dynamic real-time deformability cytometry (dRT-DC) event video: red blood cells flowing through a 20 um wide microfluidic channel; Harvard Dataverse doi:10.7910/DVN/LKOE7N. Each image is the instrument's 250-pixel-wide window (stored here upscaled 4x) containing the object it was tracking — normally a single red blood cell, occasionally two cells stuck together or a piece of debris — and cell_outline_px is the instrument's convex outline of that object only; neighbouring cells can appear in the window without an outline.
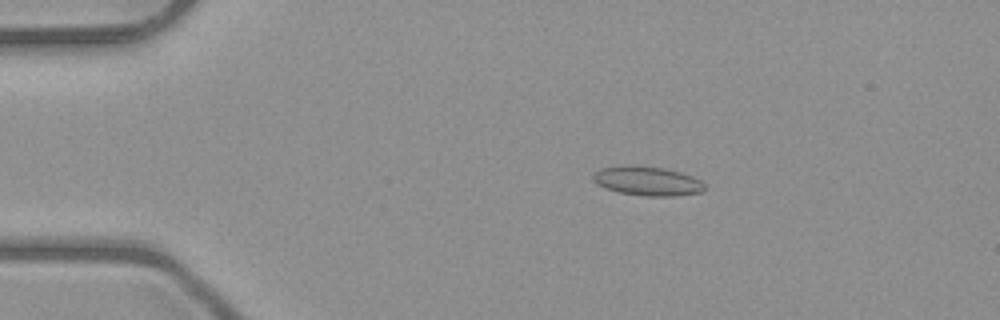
{"species": "common noctule bat (a hibernating species)", "species_latin": "Nyctalus noctula", "temperature_condition": "room temperature", "stored_images_in_passage": 52, "camera_frame_rate_fps": 3000, "um_per_image_px": 0.085, "animal": {"sex": "male", "body_mass_g": 23.1, "forearm_length_mm": 52.7}, "frame": {"image": 1, "passage_image": 10, "time_ms": 3.0, "image_size_px": [1000, 320], "cell_outline_px": [[708, 188], [704, 192], [672, 196], [644, 196], [620, 192], [604, 188], [596, 184], [592, 180], [592, 176], [600, 168], [620, 164], [628, 164], [664, 168], [680, 172], [692, 176], [700, 180]], "centroid_in_image_um": [55.01, 15.37], "position_along_channel_um": 30.0, "area_um2": 19.36}}
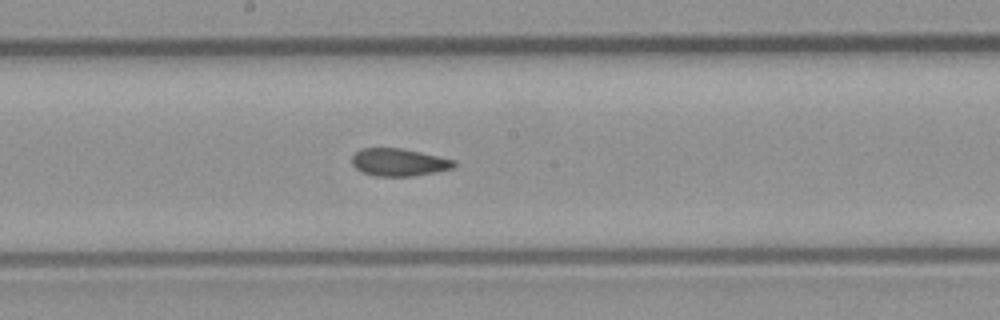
{"frame": {"image": 2, "passage_image": 28, "time_ms": 9.0, "image_size_px": [1000, 320], "cell_outline_px": [[456, 164], [452, 168], [412, 176], [376, 176], [360, 172], [352, 164], [352, 156], [360, 148], [400, 148], [420, 152], [456, 160]], "centroid_in_image_um": [33.86, 13.79], "position_along_channel_um": 214.3, "area_um2": 16.3}}
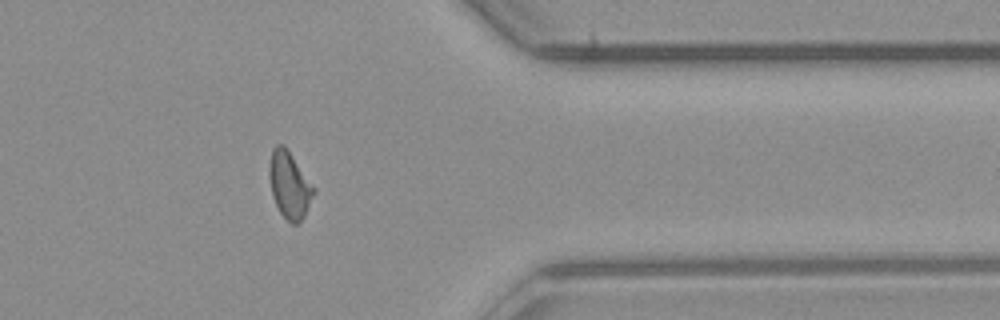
{"frame": {"image": 3, "passage_image": 42, "time_ms": 13.667, "image_size_px": [1000, 320], "cell_outline_px": [[316, 192], [304, 216], [296, 224], [292, 224], [280, 212], [272, 196], [268, 172], [268, 168], [272, 148], [276, 144], [284, 144], [316, 188]], "centroid_in_image_um": [24.6, 15.69], "position_along_channel_um": 386.8, "area_um2": 17.4}, "authors_computed_cell_mechanics": {"area_um2": 16.9932, "velocity_mm_per_s": 4.0251, "shape_relaxation_time_tau1_ms": null, "shape_relaxation_time_tau2_ms": 1.7439, "deformation_change_tau1": null, "deformation_change_tau2": 0.0821}}